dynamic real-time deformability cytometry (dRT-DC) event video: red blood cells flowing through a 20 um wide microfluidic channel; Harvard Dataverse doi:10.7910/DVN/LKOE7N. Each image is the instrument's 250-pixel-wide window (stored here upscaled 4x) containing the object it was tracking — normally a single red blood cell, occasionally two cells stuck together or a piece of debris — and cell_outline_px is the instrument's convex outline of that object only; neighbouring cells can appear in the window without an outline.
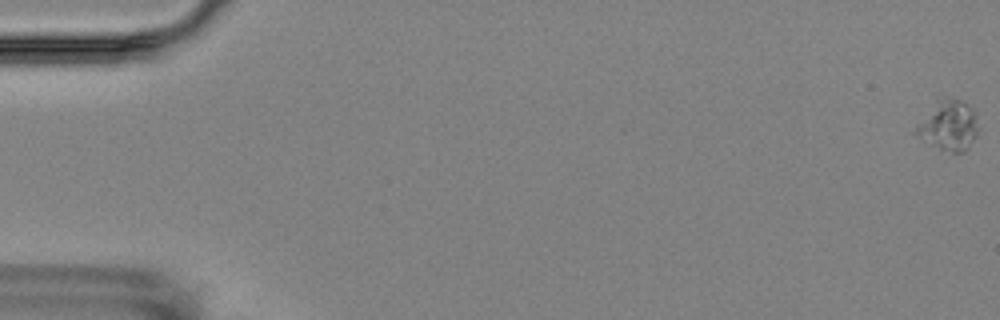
{"species": "Egyptian fruit bat (a non-hibernating species)", "species_latin": "Rousettus aegyptiacus", "temperature_condition": "room temperature", "stored_images_in_passage": 5, "camera_frame_rate_fps": 3000, "um_per_image_px": 0.085, "animal": {"sex": "female"}, "frame": {"image": 1, "passage_image": 1, "time_ms": 0.0, "image_size_px": [1000, 320], "cell_outline_px": [[976, 136], [964, 152], [952, 152], [940, 148], [932, 144], [912, 132], [936, 100], [948, 96], [952, 96], [960, 100], [972, 108], [976, 112]], "centroid_in_image_um": [80.63, 10.62], "position_along_channel_um": 4.4, "area_um2": 17.8}}
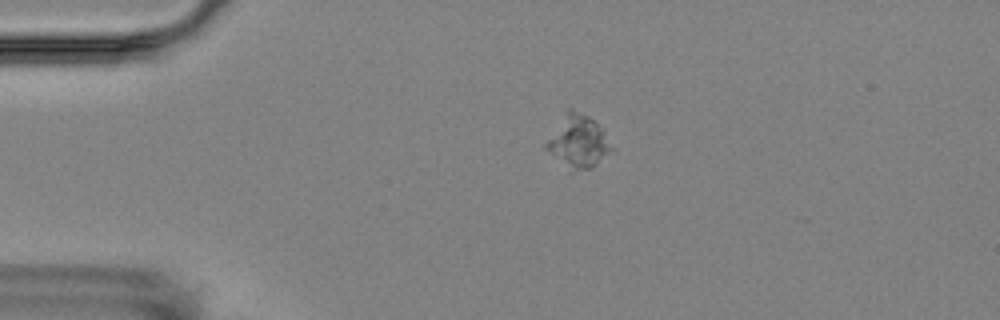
{"frame": {"image": 2, "passage_image": 4, "time_ms": 4.333, "image_size_px": [1000, 320], "cell_outline_px": [[616, 152], [592, 168], [568, 172], [544, 148], [544, 144], [568, 108], [572, 108], [588, 116], [604, 128]], "centroid_in_image_um": [49.2, 12.08], "position_along_channel_um": 35.8, "area_um2": 20.81}}